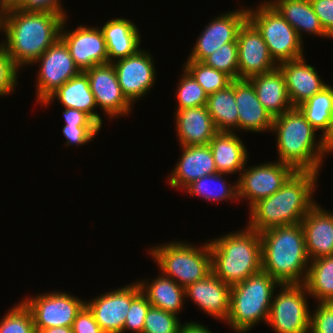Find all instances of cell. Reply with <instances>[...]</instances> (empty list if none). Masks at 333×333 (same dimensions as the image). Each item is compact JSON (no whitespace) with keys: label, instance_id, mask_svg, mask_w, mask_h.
Returning a JSON list of instances; mask_svg holds the SVG:
<instances>
[{"label":"cell","instance_id":"obj_1","mask_svg":"<svg viewBox=\"0 0 333 333\" xmlns=\"http://www.w3.org/2000/svg\"><path fill=\"white\" fill-rule=\"evenodd\" d=\"M66 17L52 12L14 9L0 16V43L21 70L33 63L60 38Z\"/></svg>","mask_w":333,"mask_h":333},{"label":"cell","instance_id":"obj_2","mask_svg":"<svg viewBox=\"0 0 333 333\" xmlns=\"http://www.w3.org/2000/svg\"><path fill=\"white\" fill-rule=\"evenodd\" d=\"M319 174L296 171L277 192L249 208L247 226L260 233L272 227L301 223L317 203L313 193H316Z\"/></svg>","mask_w":333,"mask_h":333},{"label":"cell","instance_id":"obj_3","mask_svg":"<svg viewBox=\"0 0 333 333\" xmlns=\"http://www.w3.org/2000/svg\"><path fill=\"white\" fill-rule=\"evenodd\" d=\"M316 131L298 107L273 118L271 132L277 136V161L290 165L296 171L320 173L323 159L331 153L323 138H316V133H320Z\"/></svg>","mask_w":333,"mask_h":333},{"label":"cell","instance_id":"obj_4","mask_svg":"<svg viewBox=\"0 0 333 333\" xmlns=\"http://www.w3.org/2000/svg\"><path fill=\"white\" fill-rule=\"evenodd\" d=\"M259 234L262 270L279 284L304 283L310 260L301 223L272 227Z\"/></svg>","mask_w":333,"mask_h":333},{"label":"cell","instance_id":"obj_5","mask_svg":"<svg viewBox=\"0 0 333 333\" xmlns=\"http://www.w3.org/2000/svg\"><path fill=\"white\" fill-rule=\"evenodd\" d=\"M209 240L212 273L230 286L262 270L260 234L248 226Z\"/></svg>","mask_w":333,"mask_h":333},{"label":"cell","instance_id":"obj_6","mask_svg":"<svg viewBox=\"0 0 333 333\" xmlns=\"http://www.w3.org/2000/svg\"><path fill=\"white\" fill-rule=\"evenodd\" d=\"M279 283L263 270L231 286L230 310L225 323L237 333L267 324L274 292Z\"/></svg>","mask_w":333,"mask_h":333},{"label":"cell","instance_id":"obj_7","mask_svg":"<svg viewBox=\"0 0 333 333\" xmlns=\"http://www.w3.org/2000/svg\"><path fill=\"white\" fill-rule=\"evenodd\" d=\"M148 255H151L150 258L156 262L163 275L183 288L212 273L209 241L199 247L192 242L174 240L152 246Z\"/></svg>","mask_w":333,"mask_h":333},{"label":"cell","instance_id":"obj_8","mask_svg":"<svg viewBox=\"0 0 333 333\" xmlns=\"http://www.w3.org/2000/svg\"><path fill=\"white\" fill-rule=\"evenodd\" d=\"M255 9L247 8L248 20L261 33L269 53L279 64L304 57L303 40L295 29L266 0Z\"/></svg>","mask_w":333,"mask_h":333},{"label":"cell","instance_id":"obj_9","mask_svg":"<svg viewBox=\"0 0 333 333\" xmlns=\"http://www.w3.org/2000/svg\"><path fill=\"white\" fill-rule=\"evenodd\" d=\"M279 288L274 292L267 324L275 333H309L310 295L305 284H280Z\"/></svg>","mask_w":333,"mask_h":333},{"label":"cell","instance_id":"obj_10","mask_svg":"<svg viewBox=\"0 0 333 333\" xmlns=\"http://www.w3.org/2000/svg\"><path fill=\"white\" fill-rule=\"evenodd\" d=\"M81 299L65 291L53 290L26 297L22 301L31 311L35 329H46L72 327L75 317L86 305V301Z\"/></svg>","mask_w":333,"mask_h":333},{"label":"cell","instance_id":"obj_11","mask_svg":"<svg viewBox=\"0 0 333 333\" xmlns=\"http://www.w3.org/2000/svg\"><path fill=\"white\" fill-rule=\"evenodd\" d=\"M36 101L41 105L52 93L81 71L75 65L68 46L59 38L35 62Z\"/></svg>","mask_w":333,"mask_h":333},{"label":"cell","instance_id":"obj_12","mask_svg":"<svg viewBox=\"0 0 333 333\" xmlns=\"http://www.w3.org/2000/svg\"><path fill=\"white\" fill-rule=\"evenodd\" d=\"M295 172L293 167L280 161L245 165L236 179L238 201L249 200L250 208L257 201L277 192Z\"/></svg>","mask_w":333,"mask_h":333},{"label":"cell","instance_id":"obj_13","mask_svg":"<svg viewBox=\"0 0 333 333\" xmlns=\"http://www.w3.org/2000/svg\"><path fill=\"white\" fill-rule=\"evenodd\" d=\"M153 60L149 50L141 48L136 53L112 63L122 93L132 105L155 86L157 69Z\"/></svg>","mask_w":333,"mask_h":333},{"label":"cell","instance_id":"obj_14","mask_svg":"<svg viewBox=\"0 0 333 333\" xmlns=\"http://www.w3.org/2000/svg\"><path fill=\"white\" fill-rule=\"evenodd\" d=\"M138 281L86 301L104 333H122L131 301L141 292Z\"/></svg>","mask_w":333,"mask_h":333},{"label":"cell","instance_id":"obj_15","mask_svg":"<svg viewBox=\"0 0 333 333\" xmlns=\"http://www.w3.org/2000/svg\"><path fill=\"white\" fill-rule=\"evenodd\" d=\"M68 17L65 18L60 38L68 46L75 65L84 72L96 66L109 63L106 41L98 26L88 27L80 24L72 30L65 29Z\"/></svg>","mask_w":333,"mask_h":333},{"label":"cell","instance_id":"obj_16","mask_svg":"<svg viewBox=\"0 0 333 333\" xmlns=\"http://www.w3.org/2000/svg\"><path fill=\"white\" fill-rule=\"evenodd\" d=\"M247 20V7L215 16L197 37L187 60L202 62L222 45L237 42L238 32Z\"/></svg>","mask_w":333,"mask_h":333},{"label":"cell","instance_id":"obj_17","mask_svg":"<svg viewBox=\"0 0 333 333\" xmlns=\"http://www.w3.org/2000/svg\"><path fill=\"white\" fill-rule=\"evenodd\" d=\"M88 76L89 86L97 107L108 119L128 116L132 104L123 95L112 63L93 66L84 71Z\"/></svg>","mask_w":333,"mask_h":333},{"label":"cell","instance_id":"obj_18","mask_svg":"<svg viewBox=\"0 0 333 333\" xmlns=\"http://www.w3.org/2000/svg\"><path fill=\"white\" fill-rule=\"evenodd\" d=\"M237 46L239 79H248L278 68L261 33L249 20L238 32Z\"/></svg>","mask_w":333,"mask_h":333},{"label":"cell","instance_id":"obj_19","mask_svg":"<svg viewBox=\"0 0 333 333\" xmlns=\"http://www.w3.org/2000/svg\"><path fill=\"white\" fill-rule=\"evenodd\" d=\"M230 296L231 286L213 273L185 288V298L191 299L205 314L224 323L228 319Z\"/></svg>","mask_w":333,"mask_h":333},{"label":"cell","instance_id":"obj_20","mask_svg":"<svg viewBox=\"0 0 333 333\" xmlns=\"http://www.w3.org/2000/svg\"><path fill=\"white\" fill-rule=\"evenodd\" d=\"M283 73L288 97L293 107H298L329 84L319 76L316 68L306 63L305 56L278 64Z\"/></svg>","mask_w":333,"mask_h":333},{"label":"cell","instance_id":"obj_21","mask_svg":"<svg viewBox=\"0 0 333 333\" xmlns=\"http://www.w3.org/2000/svg\"><path fill=\"white\" fill-rule=\"evenodd\" d=\"M217 172L209 145L181 146V157L170 171L167 183L184 190L193 181Z\"/></svg>","mask_w":333,"mask_h":333},{"label":"cell","instance_id":"obj_22","mask_svg":"<svg viewBox=\"0 0 333 333\" xmlns=\"http://www.w3.org/2000/svg\"><path fill=\"white\" fill-rule=\"evenodd\" d=\"M310 261L333 255V211L316 203L301 221Z\"/></svg>","mask_w":333,"mask_h":333},{"label":"cell","instance_id":"obj_23","mask_svg":"<svg viewBox=\"0 0 333 333\" xmlns=\"http://www.w3.org/2000/svg\"><path fill=\"white\" fill-rule=\"evenodd\" d=\"M235 101L238 111V131L262 133L272 130L273 118L257 98L247 79L235 80Z\"/></svg>","mask_w":333,"mask_h":333},{"label":"cell","instance_id":"obj_24","mask_svg":"<svg viewBox=\"0 0 333 333\" xmlns=\"http://www.w3.org/2000/svg\"><path fill=\"white\" fill-rule=\"evenodd\" d=\"M174 113L179 146L209 145L218 133L207 106L176 110Z\"/></svg>","mask_w":333,"mask_h":333},{"label":"cell","instance_id":"obj_25","mask_svg":"<svg viewBox=\"0 0 333 333\" xmlns=\"http://www.w3.org/2000/svg\"><path fill=\"white\" fill-rule=\"evenodd\" d=\"M56 99L63 108H73L88 114L101 128L103 127V119L98 112L94 95L89 86L88 76L85 72H80L77 76L72 77L54 93H52L41 106H48Z\"/></svg>","mask_w":333,"mask_h":333},{"label":"cell","instance_id":"obj_26","mask_svg":"<svg viewBox=\"0 0 333 333\" xmlns=\"http://www.w3.org/2000/svg\"><path fill=\"white\" fill-rule=\"evenodd\" d=\"M107 45L109 63L126 58L140 50L141 36L134 22L113 18L100 27Z\"/></svg>","mask_w":333,"mask_h":333},{"label":"cell","instance_id":"obj_27","mask_svg":"<svg viewBox=\"0 0 333 333\" xmlns=\"http://www.w3.org/2000/svg\"><path fill=\"white\" fill-rule=\"evenodd\" d=\"M266 111L275 118L293 108L288 97L286 81L279 68L247 79Z\"/></svg>","mask_w":333,"mask_h":333},{"label":"cell","instance_id":"obj_28","mask_svg":"<svg viewBox=\"0 0 333 333\" xmlns=\"http://www.w3.org/2000/svg\"><path fill=\"white\" fill-rule=\"evenodd\" d=\"M239 137L235 132H218L209 142L217 172L240 174L247 164L249 153Z\"/></svg>","mask_w":333,"mask_h":333},{"label":"cell","instance_id":"obj_29","mask_svg":"<svg viewBox=\"0 0 333 333\" xmlns=\"http://www.w3.org/2000/svg\"><path fill=\"white\" fill-rule=\"evenodd\" d=\"M278 13L295 29L299 37L303 33L331 38L323 29L310 1L306 0H267Z\"/></svg>","mask_w":333,"mask_h":333},{"label":"cell","instance_id":"obj_30","mask_svg":"<svg viewBox=\"0 0 333 333\" xmlns=\"http://www.w3.org/2000/svg\"><path fill=\"white\" fill-rule=\"evenodd\" d=\"M159 273L160 275L153 278L151 282L147 279L145 281L144 279L142 281L138 280L141 290L148 298L151 306L178 316L179 312H182L186 301L185 288L161 272Z\"/></svg>","mask_w":333,"mask_h":333},{"label":"cell","instance_id":"obj_31","mask_svg":"<svg viewBox=\"0 0 333 333\" xmlns=\"http://www.w3.org/2000/svg\"><path fill=\"white\" fill-rule=\"evenodd\" d=\"M206 106L218 132L236 133L238 111L235 101V80L226 88L208 95Z\"/></svg>","mask_w":333,"mask_h":333},{"label":"cell","instance_id":"obj_32","mask_svg":"<svg viewBox=\"0 0 333 333\" xmlns=\"http://www.w3.org/2000/svg\"><path fill=\"white\" fill-rule=\"evenodd\" d=\"M226 176L230 177L229 174L219 172L206 175L189 184L184 189V192L186 191L189 195L198 198L202 197L204 200L210 202L228 200L231 201V203H234V201L238 200L237 181L229 184L226 180Z\"/></svg>","mask_w":333,"mask_h":333},{"label":"cell","instance_id":"obj_33","mask_svg":"<svg viewBox=\"0 0 333 333\" xmlns=\"http://www.w3.org/2000/svg\"><path fill=\"white\" fill-rule=\"evenodd\" d=\"M305 287L315 302H333V255L310 261Z\"/></svg>","mask_w":333,"mask_h":333},{"label":"cell","instance_id":"obj_34","mask_svg":"<svg viewBox=\"0 0 333 333\" xmlns=\"http://www.w3.org/2000/svg\"><path fill=\"white\" fill-rule=\"evenodd\" d=\"M298 108L317 132L320 131L321 137L329 127L330 114L333 109V85L329 84Z\"/></svg>","mask_w":333,"mask_h":333},{"label":"cell","instance_id":"obj_35","mask_svg":"<svg viewBox=\"0 0 333 333\" xmlns=\"http://www.w3.org/2000/svg\"><path fill=\"white\" fill-rule=\"evenodd\" d=\"M183 68L199 83L207 95L229 86L233 79L226 73L206 66L202 62L186 60Z\"/></svg>","mask_w":333,"mask_h":333},{"label":"cell","instance_id":"obj_36","mask_svg":"<svg viewBox=\"0 0 333 333\" xmlns=\"http://www.w3.org/2000/svg\"><path fill=\"white\" fill-rule=\"evenodd\" d=\"M182 71L175 92L177 98L175 110L206 106L208 95L204 89L184 68Z\"/></svg>","mask_w":333,"mask_h":333},{"label":"cell","instance_id":"obj_37","mask_svg":"<svg viewBox=\"0 0 333 333\" xmlns=\"http://www.w3.org/2000/svg\"><path fill=\"white\" fill-rule=\"evenodd\" d=\"M0 333H36L31 311L22 300L2 317Z\"/></svg>","mask_w":333,"mask_h":333},{"label":"cell","instance_id":"obj_38","mask_svg":"<svg viewBox=\"0 0 333 333\" xmlns=\"http://www.w3.org/2000/svg\"><path fill=\"white\" fill-rule=\"evenodd\" d=\"M202 63L229 75L233 80L239 79L237 42H229L206 57Z\"/></svg>","mask_w":333,"mask_h":333},{"label":"cell","instance_id":"obj_39","mask_svg":"<svg viewBox=\"0 0 333 333\" xmlns=\"http://www.w3.org/2000/svg\"><path fill=\"white\" fill-rule=\"evenodd\" d=\"M178 318L179 316L173 313L150 306L142 333H179L182 323Z\"/></svg>","mask_w":333,"mask_h":333},{"label":"cell","instance_id":"obj_40","mask_svg":"<svg viewBox=\"0 0 333 333\" xmlns=\"http://www.w3.org/2000/svg\"><path fill=\"white\" fill-rule=\"evenodd\" d=\"M151 304L148 301L146 295L141 291L130 304L129 311L126 315V321L123 326V331L133 332V333H142L145 317L150 308Z\"/></svg>","mask_w":333,"mask_h":333},{"label":"cell","instance_id":"obj_41","mask_svg":"<svg viewBox=\"0 0 333 333\" xmlns=\"http://www.w3.org/2000/svg\"><path fill=\"white\" fill-rule=\"evenodd\" d=\"M20 69L13 63L0 43V97L12 94L18 84Z\"/></svg>","mask_w":333,"mask_h":333},{"label":"cell","instance_id":"obj_42","mask_svg":"<svg viewBox=\"0 0 333 333\" xmlns=\"http://www.w3.org/2000/svg\"><path fill=\"white\" fill-rule=\"evenodd\" d=\"M309 333H333V302H318L311 311Z\"/></svg>","mask_w":333,"mask_h":333},{"label":"cell","instance_id":"obj_43","mask_svg":"<svg viewBox=\"0 0 333 333\" xmlns=\"http://www.w3.org/2000/svg\"><path fill=\"white\" fill-rule=\"evenodd\" d=\"M100 126H72L64 125L62 133L66 139V147L69 145L84 146L100 132Z\"/></svg>","mask_w":333,"mask_h":333},{"label":"cell","instance_id":"obj_44","mask_svg":"<svg viewBox=\"0 0 333 333\" xmlns=\"http://www.w3.org/2000/svg\"><path fill=\"white\" fill-rule=\"evenodd\" d=\"M324 31L333 39V0H311Z\"/></svg>","mask_w":333,"mask_h":333},{"label":"cell","instance_id":"obj_45","mask_svg":"<svg viewBox=\"0 0 333 333\" xmlns=\"http://www.w3.org/2000/svg\"><path fill=\"white\" fill-rule=\"evenodd\" d=\"M73 333H104L92 312L85 305L75 317L72 324Z\"/></svg>","mask_w":333,"mask_h":333},{"label":"cell","instance_id":"obj_46","mask_svg":"<svg viewBox=\"0 0 333 333\" xmlns=\"http://www.w3.org/2000/svg\"><path fill=\"white\" fill-rule=\"evenodd\" d=\"M19 9L23 11L52 12L68 17L61 0H25Z\"/></svg>","mask_w":333,"mask_h":333},{"label":"cell","instance_id":"obj_47","mask_svg":"<svg viewBox=\"0 0 333 333\" xmlns=\"http://www.w3.org/2000/svg\"><path fill=\"white\" fill-rule=\"evenodd\" d=\"M65 125L99 126L88 114L73 108H65L62 113Z\"/></svg>","mask_w":333,"mask_h":333},{"label":"cell","instance_id":"obj_48","mask_svg":"<svg viewBox=\"0 0 333 333\" xmlns=\"http://www.w3.org/2000/svg\"><path fill=\"white\" fill-rule=\"evenodd\" d=\"M179 333H213L207 326L196 321L181 324Z\"/></svg>","mask_w":333,"mask_h":333},{"label":"cell","instance_id":"obj_49","mask_svg":"<svg viewBox=\"0 0 333 333\" xmlns=\"http://www.w3.org/2000/svg\"><path fill=\"white\" fill-rule=\"evenodd\" d=\"M321 137L323 138L326 148L329 152L333 153V109L330 114L328 130Z\"/></svg>","mask_w":333,"mask_h":333},{"label":"cell","instance_id":"obj_50","mask_svg":"<svg viewBox=\"0 0 333 333\" xmlns=\"http://www.w3.org/2000/svg\"><path fill=\"white\" fill-rule=\"evenodd\" d=\"M25 0H0V14L7 11L19 9Z\"/></svg>","mask_w":333,"mask_h":333},{"label":"cell","instance_id":"obj_51","mask_svg":"<svg viewBox=\"0 0 333 333\" xmlns=\"http://www.w3.org/2000/svg\"><path fill=\"white\" fill-rule=\"evenodd\" d=\"M36 333H73L72 327H49L46 329H36Z\"/></svg>","mask_w":333,"mask_h":333}]
</instances>
